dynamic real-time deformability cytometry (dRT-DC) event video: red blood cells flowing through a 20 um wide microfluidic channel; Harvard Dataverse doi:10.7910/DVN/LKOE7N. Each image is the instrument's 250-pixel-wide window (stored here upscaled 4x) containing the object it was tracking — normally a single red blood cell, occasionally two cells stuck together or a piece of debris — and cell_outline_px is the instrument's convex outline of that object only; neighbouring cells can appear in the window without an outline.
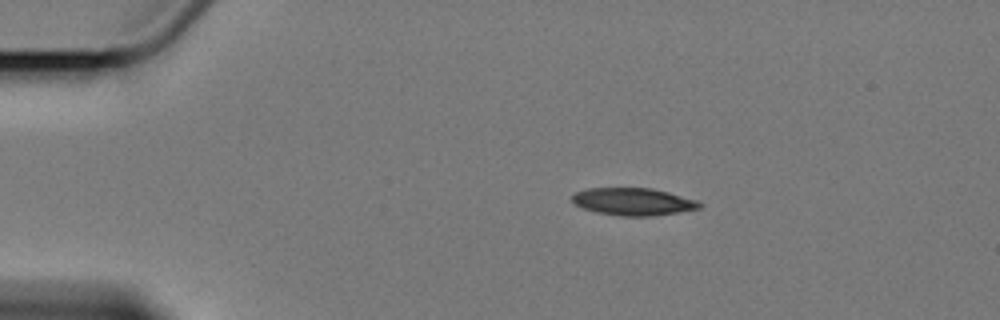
{"species": "Egyptian fruit bat (a non-hibernating species)", "species_latin": "Rousettus aegyptiacus", "temperature_condition": "cold", "stored_images_in_passage": 2, "camera_frame_rate_fps": 3000, "um_per_image_px": 0.085, "animal": {"sex": "female"}, "frame": {"image": 1, "passage_image": 1, "time_ms": 0.0, "image_size_px": [1000, 320], "cell_outline_px": [[704, 204], [700, 208], [652, 216], [620, 216], [596, 212], [584, 208], [576, 204], [572, 200], [572, 196], [576, 192], [588, 188], [652, 188], [668, 192], [696, 200]], "centroid_in_image_um": [53.83, 17.14], "position_along_channel_um": 31.2, "area_um2": 20.17}}